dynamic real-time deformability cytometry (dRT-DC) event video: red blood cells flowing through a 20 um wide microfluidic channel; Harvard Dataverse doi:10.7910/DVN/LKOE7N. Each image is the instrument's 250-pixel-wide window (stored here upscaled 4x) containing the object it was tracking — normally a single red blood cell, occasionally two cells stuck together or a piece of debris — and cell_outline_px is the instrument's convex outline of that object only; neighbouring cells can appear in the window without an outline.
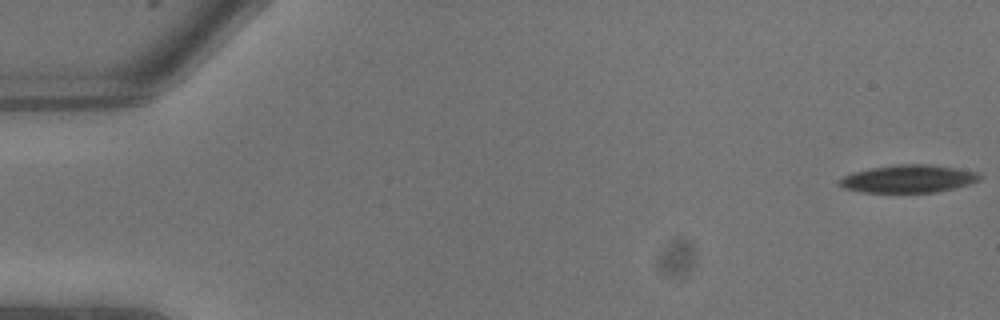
{"species": "common noctule bat (a hibernating species)", "species_latin": "Nyctalus noctula", "temperature_condition": "warm", "stored_images_in_passage": 2, "camera_frame_rate_fps": 3000, "um_per_image_px": 0.085, "animal": {"sex": "male", "body_mass_g": 13.3}, "frame": {"image": 1, "passage_image": 1, "time_ms": 0.0, "image_size_px": [1000, 320], "cell_outline_px": [[980, 180], [956, 188], [936, 192], [864, 192], [844, 188], [840, 184], [840, 180], [844, 176], [852, 172], [872, 168], [900, 164], [928, 164], [956, 168], [976, 172], [980, 176]], "centroid_in_image_um": [77.23, 15.19], "position_along_channel_um": 7.8, "area_um2": 22.37}}